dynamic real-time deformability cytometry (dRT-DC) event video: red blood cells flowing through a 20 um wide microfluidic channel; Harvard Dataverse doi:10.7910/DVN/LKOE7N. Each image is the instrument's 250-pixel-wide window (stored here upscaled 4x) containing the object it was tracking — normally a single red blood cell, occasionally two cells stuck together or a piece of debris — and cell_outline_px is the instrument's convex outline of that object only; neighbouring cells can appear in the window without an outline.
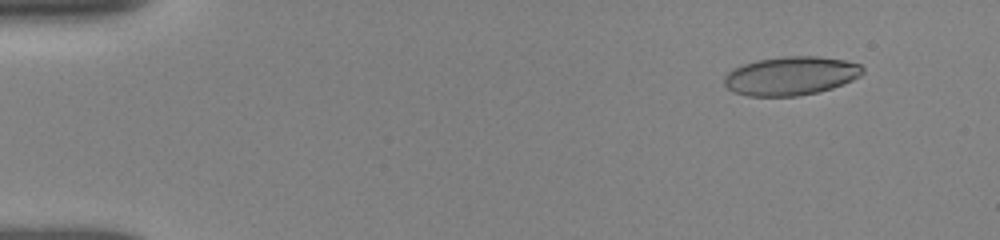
{"species": "human", "species_latin": "Homo sapiens", "temperature_condition": "room temperature", "stored_images_in_passage": 4, "camera_frame_rate_fps": 3000, "um_per_image_px": 0.085, "donor": {"sex": "female"}, "frame": {"image": 1, "passage_image": 1, "time_ms": 0.0, "image_size_px": [1000, 240], "cell_outline_px": [[864, 72], [860, 76], [844, 84], [820, 92], [796, 96], [748, 96], [732, 92], [724, 84], [724, 76], [728, 72], [744, 64], [756, 60], [784, 56], [816, 56], [844, 60], [860, 64], [864, 68]], "centroid_in_image_um": [67.23, 6.45], "position_along_channel_um": 17.8, "area_um2": 31.33}}
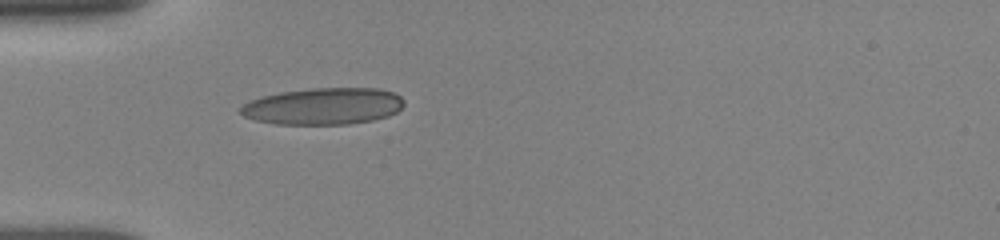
{"frame": {"image": 2, "passage_image": 4, "time_ms": 3.667, "image_size_px": [1000, 240], "cell_outline_px": [[404, 104], [396, 112], [388, 116], [372, 120], [348, 124], [276, 124], [256, 120], [244, 116], [240, 112], [240, 108], [244, 104], [260, 96], [280, 92], [312, 88], [380, 88], [396, 92], [404, 100]], "centroid_in_image_um": [27.51, 9.02], "position_along_channel_um": 57.5, "area_um2": 35.08}}